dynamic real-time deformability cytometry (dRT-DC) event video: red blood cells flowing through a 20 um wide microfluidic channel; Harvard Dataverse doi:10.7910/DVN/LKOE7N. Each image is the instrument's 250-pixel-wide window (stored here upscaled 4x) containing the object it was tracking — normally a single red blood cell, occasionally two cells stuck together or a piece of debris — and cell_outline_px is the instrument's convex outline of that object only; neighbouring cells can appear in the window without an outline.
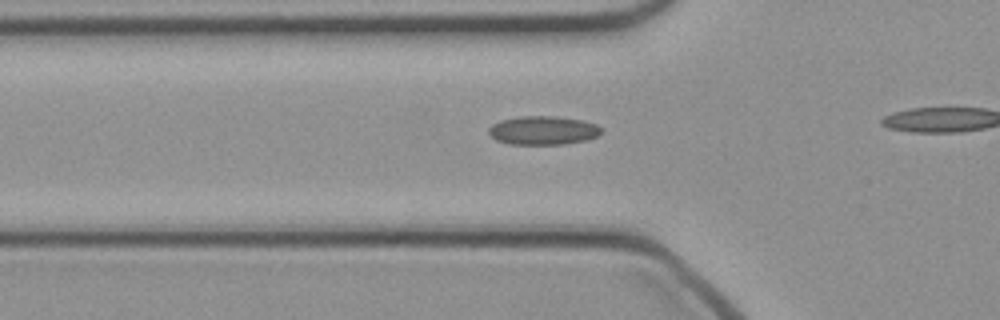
{"species": "common noctule bat (a hibernating species)", "species_latin": "Nyctalus noctula", "temperature_condition": "cold", "stored_images_in_passage": 20, "camera_frame_rate_fps": 3000, "um_per_image_px": 0.085, "animal": {"sex": "female", "body_mass_g": 21.9}, "frame": {"image": 1, "passage_image": 12, "time_ms": 3.667, "image_size_px": [1000, 320], "cell_outline_px": [[600, 132], [596, 136], [584, 140], [564, 144], [508, 144], [496, 140], [488, 132], [488, 128], [492, 124], [500, 120], [520, 116], [556, 116], [580, 120], [596, 124], [600, 128]], "centroid_in_image_um": [46.1, 11.08], "position_along_channel_um": 79.7, "area_um2": 18.67}}
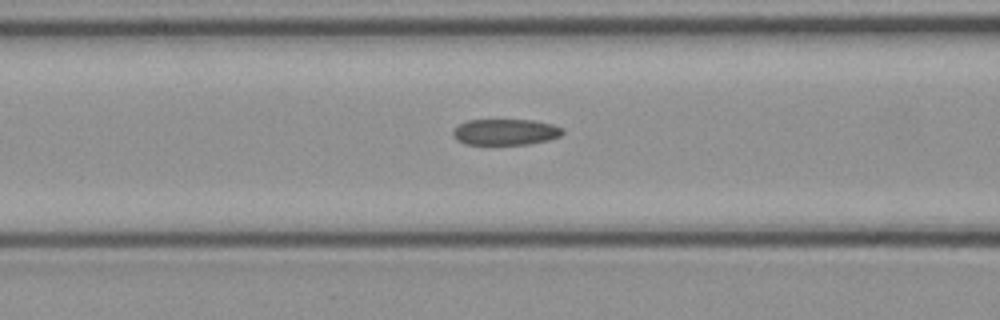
{"frame": {"image": 2, "passage_image": 15, "time_ms": 4.667, "image_size_px": [1000, 320], "cell_outline_px": [[564, 132], [560, 136], [548, 140], [528, 144], [464, 144], [456, 140], [452, 136], [452, 132], [460, 124], [468, 120], [532, 120], [552, 124], [564, 128]], "centroid_in_image_um": [42.97, 11.22], "position_along_channel_um": 123.6, "area_um2": 16.65}}